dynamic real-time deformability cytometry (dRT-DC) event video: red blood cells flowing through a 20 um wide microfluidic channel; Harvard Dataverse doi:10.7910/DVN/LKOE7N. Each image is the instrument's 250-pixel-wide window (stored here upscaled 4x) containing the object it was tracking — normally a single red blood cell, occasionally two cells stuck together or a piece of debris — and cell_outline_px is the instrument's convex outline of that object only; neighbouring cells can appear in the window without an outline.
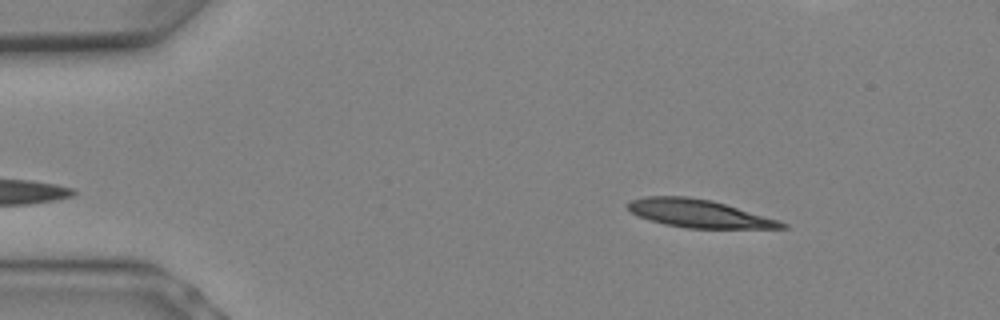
{"species": "Egyptian fruit bat (a non-hibernating species)", "species_latin": "Rousettus aegyptiacus", "temperature_condition": "warm", "stored_images_in_passage": 5, "camera_frame_rate_fps": 3000, "um_per_image_px": 0.085, "animal": {"sex": "female"}, "frame": {"image": 1, "passage_image": 1, "time_ms": 0.0, "image_size_px": [1000, 320], "cell_outline_px": [[788, 228], [688, 228], [664, 224], [640, 216], [632, 212], [628, 208], [628, 200], [644, 196], [688, 196], [712, 200], [776, 220], [788, 224]], "centroid_in_image_um": [59.36, 18.14], "position_along_channel_um": 25.6, "area_um2": 24.62}}